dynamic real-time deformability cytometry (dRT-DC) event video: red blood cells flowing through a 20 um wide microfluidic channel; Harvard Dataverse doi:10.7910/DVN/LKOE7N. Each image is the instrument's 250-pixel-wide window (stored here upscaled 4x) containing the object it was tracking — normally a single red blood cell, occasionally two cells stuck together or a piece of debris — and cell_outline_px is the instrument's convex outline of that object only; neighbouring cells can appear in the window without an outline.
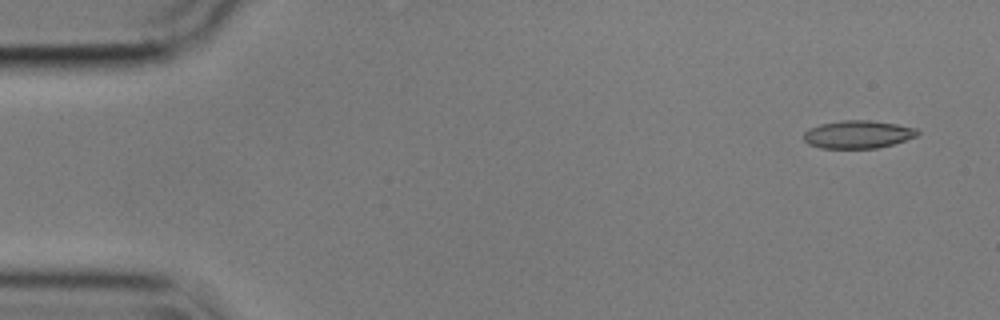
{"species": "common noctule bat (a hibernating species)", "species_latin": "Nyctalus noctula", "temperature_condition": "cold", "stored_images_in_passage": 53, "camera_frame_rate_fps": 3000, "um_per_image_px": 0.085, "animal": {"sex": "male", "body_mass_g": 17.9}, "frame": {"image": 1, "passage_image": 1, "time_ms": 0.0, "image_size_px": [1000, 320], "cell_outline_px": [[920, 132], [916, 136], [892, 144], [876, 148], [820, 148], [808, 144], [804, 140], [804, 132], [808, 128], [820, 124], [844, 120], [872, 120], [896, 124], [916, 128]], "centroid_in_image_um": [72.89, 11.42], "position_along_channel_um": 12.1, "area_um2": 18.44}}
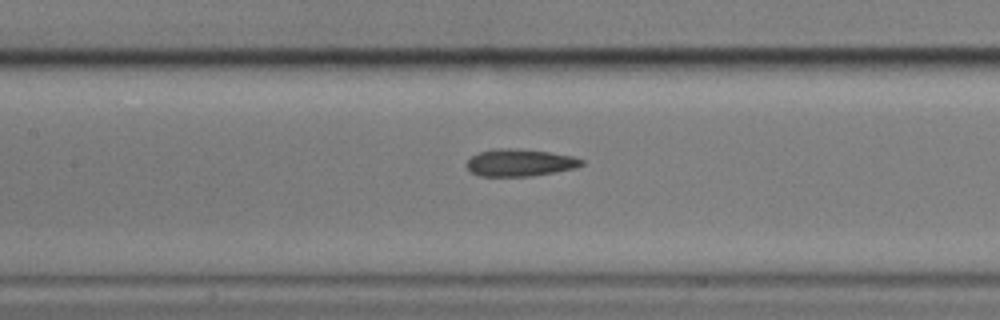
{"frame": {"image": 2, "passage_image": 23, "time_ms": 7.333, "image_size_px": [1000, 320], "cell_outline_px": [[584, 164], [576, 168], [528, 176], [480, 176], [472, 172], [464, 164], [476, 152], [496, 148], [520, 148], [548, 152], [572, 156], [584, 160]], "centroid_in_image_um": [44.16, 13.81], "position_along_channel_um": 163.2, "area_um2": 18.26}}
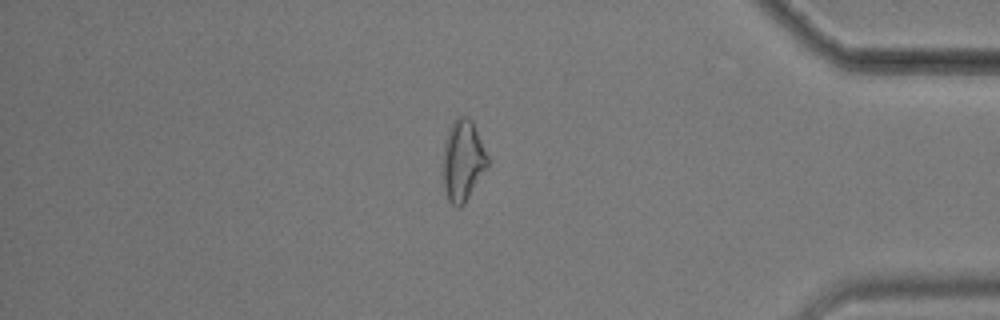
{"frame": {"image": 3, "passage_image": 45, "time_ms": 14.667, "image_size_px": [1000, 320], "cell_outline_px": [[488, 168], [464, 204], [460, 208], [456, 208], [448, 200], [440, 176], [440, 164], [444, 144], [448, 128], [456, 116], [468, 116], [472, 120], [488, 156]], "centroid_in_image_um": [39.29, 13.66], "position_along_channel_um": 395.9, "area_um2": 22.02}, "authors_computed_cell_mechanics": {"area_um2": 19.1896, "velocity_mm_per_s": 3.5905, "shape_relaxation_time_tau1_ms": null, "shape_relaxation_time_tau2_ms": 3.1661, "deformation_change_tau1": null, "deformation_change_tau2": 0.1143}}